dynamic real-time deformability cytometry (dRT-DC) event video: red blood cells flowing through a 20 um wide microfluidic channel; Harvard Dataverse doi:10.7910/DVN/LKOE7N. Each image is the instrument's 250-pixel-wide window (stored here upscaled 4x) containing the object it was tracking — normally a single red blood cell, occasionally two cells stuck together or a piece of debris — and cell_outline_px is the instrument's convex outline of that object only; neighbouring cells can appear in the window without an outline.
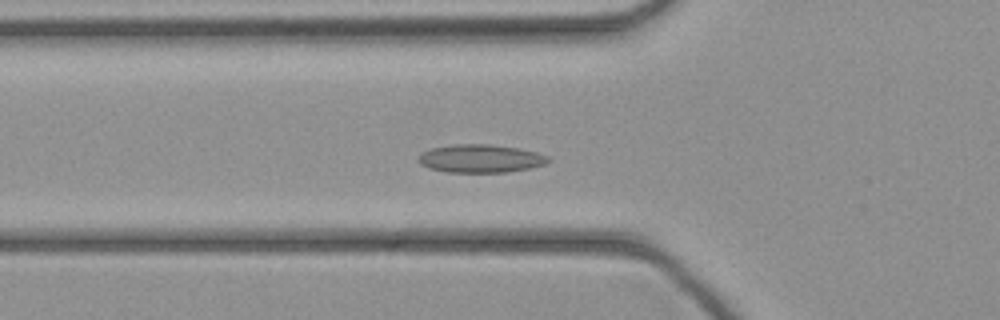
{"species": "common noctule bat (a hibernating species)", "species_latin": "Nyctalus noctula", "temperature_condition": "cold", "stored_images_in_passage": 38, "camera_frame_rate_fps": 3000, "um_per_image_px": 0.085, "animal": {"sex": "female", "body_mass_g": 21.9}, "frame": {"image": 1, "passage_image": 9, "time_ms": 2.667, "image_size_px": [1000, 320], "cell_outline_px": [[552, 160], [544, 164], [528, 168], [508, 172], [448, 172], [428, 168], [420, 164], [416, 160], [420, 152], [432, 148], [452, 144], [492, 144], [520, 148], [536, 152], [548, 156]], "centroid_in_image_um": [40.81, 13.47], "position_along_channel_um": 85.0, "area_um2": 21.5}}
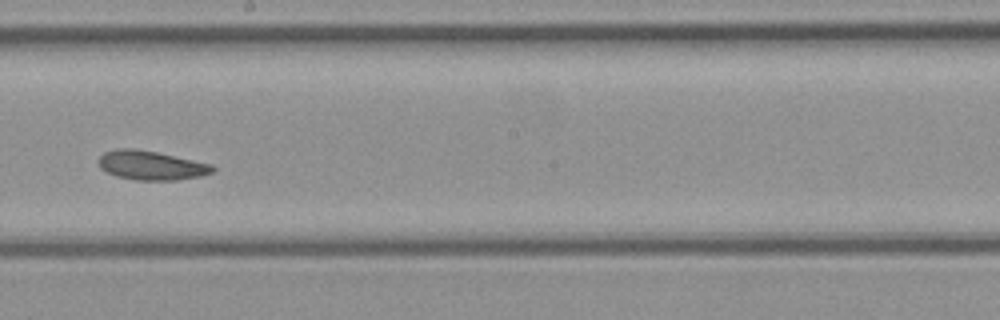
{"frame": {"image": 2, "passage_image": 19, "time_ms": 6.0, "image_size_px": [1000, 320], "cell_outline_px": [[216, 168], [212, 172], [200, 176], [176, 180], [136, 180], [116, 176], [100, 168], [96, 160], [104, 152], [116, 148], [136, 148], [156, 152], [212, 164]], "centroid_in_image_um": [12.81, 14.05], "position_along_channel_um": 235.4, "area_um2": 19.42}}
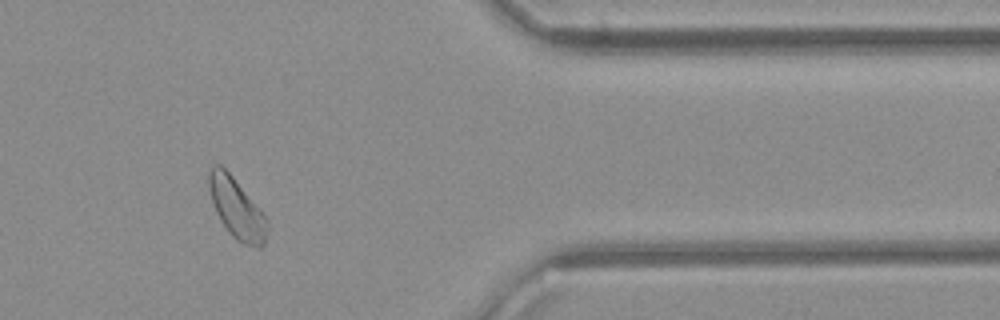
{"frame": {"image": 3, "passage_image": 31, "time_ms": 10.0, "image_size_px": [1000, 320], "cell_outline_px": [[268, 224], [264, 244], [260, 248], [256, 248], [244, 244], [236, 240], [228, 232], [220, 220], [216, 212], [208, 188], [208, 172], [212, 164], [220, 164], [232, 176], [268, 220]], "centroid_in_image_um": [20.09, 17.73], "position_along_channel_um": 391.3, "area_um2": 20.29}}